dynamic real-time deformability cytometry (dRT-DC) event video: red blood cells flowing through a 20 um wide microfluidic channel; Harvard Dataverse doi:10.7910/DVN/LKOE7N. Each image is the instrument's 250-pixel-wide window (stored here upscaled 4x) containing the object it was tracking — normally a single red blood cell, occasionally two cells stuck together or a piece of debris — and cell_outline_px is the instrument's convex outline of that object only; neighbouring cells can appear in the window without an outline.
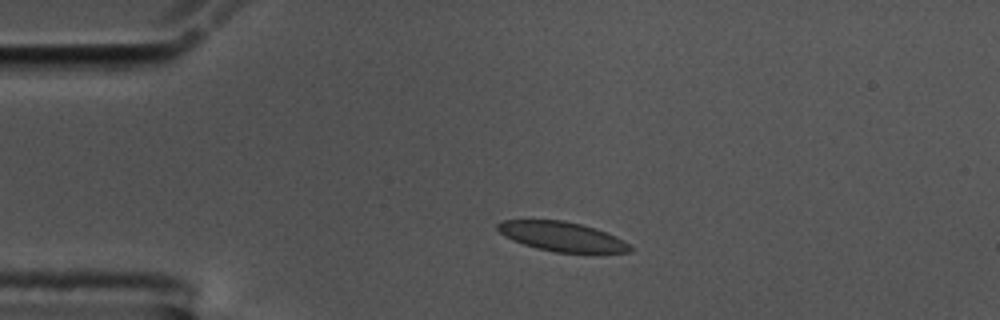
{"species": "common noctule bat (a hibernating species)", "species_latin": "Nyctalus noctula", "temperature_condition": "cold", "stored_images_in_passage": 46, "camera_frame_rate_fps": 3000, "um_per_image_px": 0.085, "animal": {"sex": "male", "body_mass_g": 17.5, "forearm_length_mm": 52.3}, "frame": {"image": 1, "passage_image": 1, "time_ms": 0.0, "image_size_px": [1000, 320], "cell_outline_px": [[632, 248], [628, 252], [556, 252], [536, 248], [512, 240], [504, 236], [496, 228], [496, 224], [504, 220], [564, 220], [596, 228], [616, 236], [624, 240]], "centroid_in_image_um": [47.74, 20.09], "position_along_channel_um": 37.3, "area_um2": 22.54}}
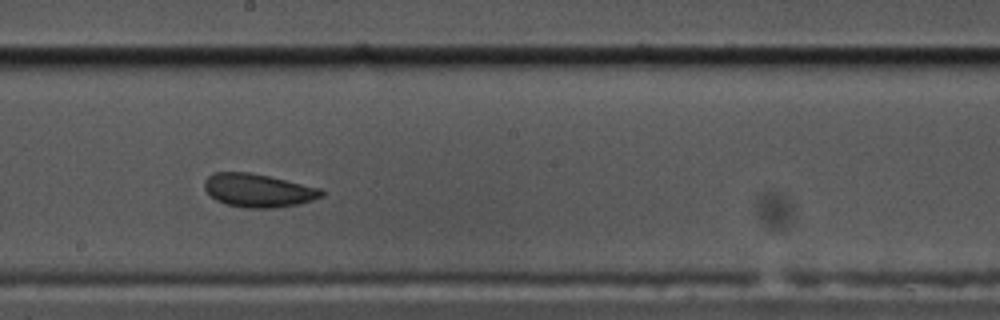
{"frame": {"image": 2, "passage_image": 20, "time_ms": 6.333, "image_size_px": [1000, 320], "cell_outline_px": [[324, 196], [312, 200], [296, 204], [276, 208], [244, 208], [228, 204], [216, 200], [204, 188], [204, 180], [212, 172], [248, 172], [268, 176], [324, 188]], "centroid_in_image_um": [21.97, 16.18], "position_along_channel_um": 226.2, "area_um2": 22.83}}
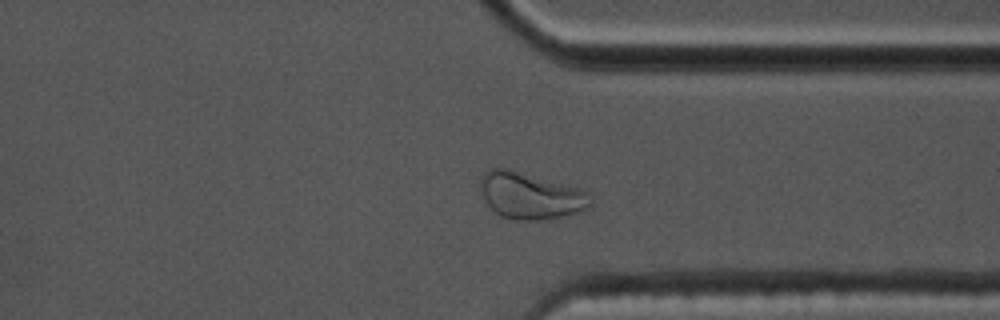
{"frame": {"image": 3, "passage_image": 32, "time_ms": 10.333, "image_size_px": [1000, 320], "cell_outline_px": [[592, 204], [588, 208], [580, 212], [560, 216], [536, 220], [516, 220], [500, 216], [488, 204], [480, 188], [480, 176], [488, 168], [504, 168], [580, 188], [588, 192], [592, 200]], "centroid_in_image_um": [45.09, 16.63], "position_along_channel_um": 366.3, "area_um2": 29.59}, "authors_computed_cell_mechanics": {"area_um2": 23.0911, "velocity_mm_per_s": 3.5064, "shape_relaxation_time_tau1_ms": 4.0904, "shape_relaxation_time_tau2_ms": 1.208, "deformation_change_tau1": 0.0961, "deformation_change_tau2": 0.0605}}